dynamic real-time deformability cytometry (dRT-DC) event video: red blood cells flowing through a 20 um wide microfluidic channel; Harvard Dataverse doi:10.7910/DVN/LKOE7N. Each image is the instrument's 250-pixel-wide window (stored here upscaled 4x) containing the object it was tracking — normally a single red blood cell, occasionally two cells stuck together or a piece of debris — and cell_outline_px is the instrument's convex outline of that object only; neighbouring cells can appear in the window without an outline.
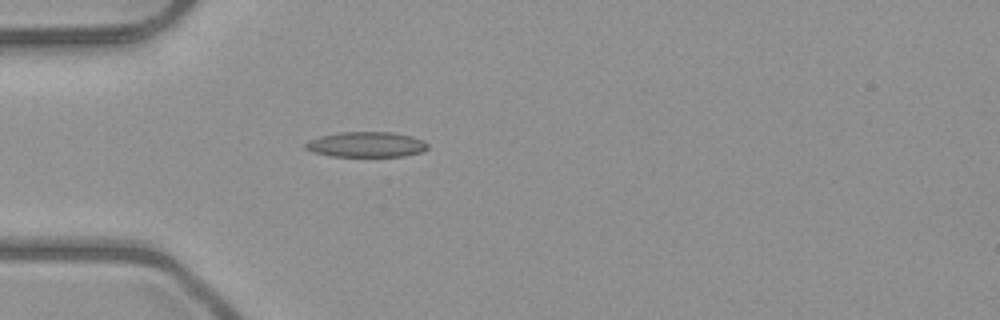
{"species": "common noctule bat (a hibernating species)", "species_latin": "Nyctalus noctula", "temperature_condition": "room temperature", "stored_images_in_passage": 2, "camera_frame_rate_fps": 3000, "um_per_image_px": 0.085, "animal": {"sex": "male", "body_mass_g": 23.1, "forearm_length_mm": 52.7}, "frame": {"image": 1, "passage_image": 2, "time_ms": 1.333, "image_size_px": [1000, 320], "cell_outline_px": [[428, 148], [424, 152], [404, 156], [332, 156], [312, 152], [304, 148], [304, 144], [308, 140], [320, 136], [340, 132], [392, 132], [412, 136], [424, 140], [428, 144]], "centroid_in_image_um": [31.15, 12.28], "position_along_channel_um": 53.8, "area_um2": 18.21}}